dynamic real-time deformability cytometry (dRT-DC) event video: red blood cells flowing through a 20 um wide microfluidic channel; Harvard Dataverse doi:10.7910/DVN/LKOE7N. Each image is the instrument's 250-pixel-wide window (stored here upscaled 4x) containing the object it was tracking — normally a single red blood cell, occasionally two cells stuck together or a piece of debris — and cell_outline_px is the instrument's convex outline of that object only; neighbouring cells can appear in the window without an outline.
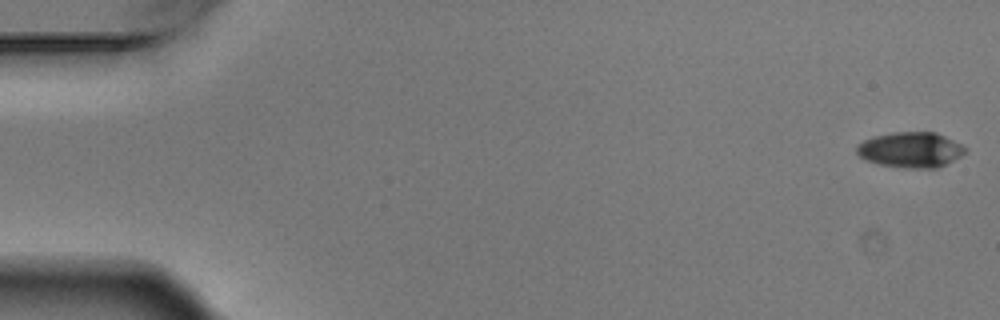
{"species": "Egyptian fruit bat (a non-hibernating species)", "species_latin": "Rousettus aegyptiacus", "temperature_condition": "warm", "stored_images_in_passage": 6, "segment_of_instrument_passage": [1, 2], "camera_frame_rate_fps": 3000, "um_per_image_px": 0.085, "animal": {"sex": "male"}, "frame": {"image": 1, "passage_image": 1, "time_ms": 0.0, "image_size_px": [1000, 320], "cell_outline_px": [[968, 148], [960, 156], [936, 168], [912, 168], [880, 164], [868, 160], [860, 156], [856, 152], [856, 148], [864, 140], [872, 136], [892, 132], [936, 132], [964, 144]], "centroid_in_image_um": [77.43, 12.71], "position_along_channel_um": 7.6, "area_um2": 22.25}}
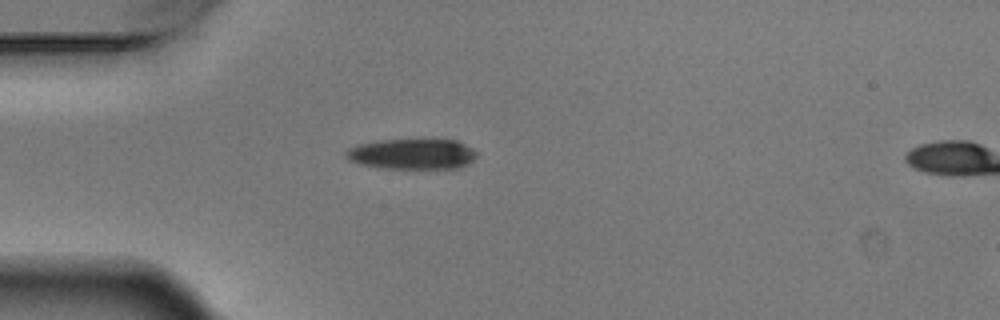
{"frame": {"image": 2, "passage_image": 5, "time_ms": 1.333, "image_size_px": [1000, 320], "cell_outline_px": [[480, 152], [468, 164], [456, 168], [380, 168], [360, 164], [348, 160], [344, 156], [344, 152], [348, 148], [356, 144], [380, 140], [456, 140]], "centroid_in_image_um": [35.0, 13.09], "position_along_channel_um": 50.0, "area_um2": 23.35}}